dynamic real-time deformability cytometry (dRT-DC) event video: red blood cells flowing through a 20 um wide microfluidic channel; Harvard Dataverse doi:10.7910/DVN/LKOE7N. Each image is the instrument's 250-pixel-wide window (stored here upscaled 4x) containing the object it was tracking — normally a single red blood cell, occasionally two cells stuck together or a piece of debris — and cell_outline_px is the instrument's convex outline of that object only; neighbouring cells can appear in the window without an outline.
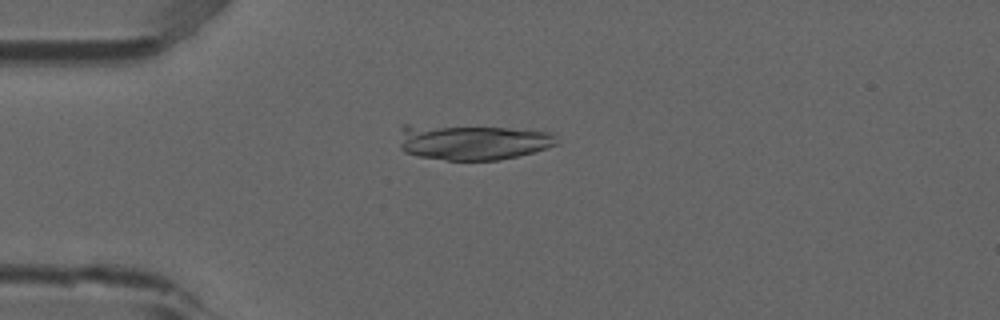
{"species": "common noctule bat (a hibernating species)", "species_latin": "Nyctalus noctula", "temperature_condition": "room temperature", "stored_images_in_passage": 4, "camera_frame_rate_fps": 3000, "um_per_image_px": 0.085, "animal": {"sex": "male", "forearm_length_mm": 52.5}, "frame": {"image": 1, "passage_image": 1, "time_ms": 0.0, "image_size_px": [1000, 320], "cell_outline_px": [[556, 144], [532, 152], [500, 160], [444, 160], [416, 156], [404, 152], [400, 148], [400, 128], [404, 124], [408, 124], [508, 128], [548, 132], [556, 136]], "centroid_in_image_um": [40.04, 12.07], "position_along_channel_um": 45.0, "area_um2": 32.54}}
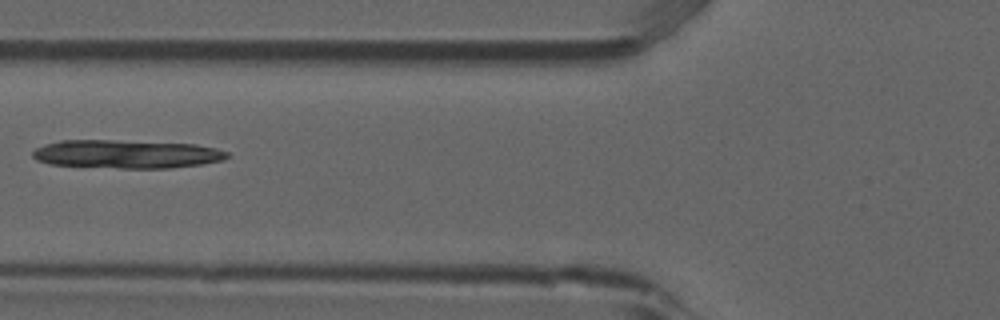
{"frame": {"image": 2, "passage_image": 3, "time_ms": 0.667, "image_size_px": [1000, 320], "cell_outline_px": [[232, 156], [224, 160], [200, 164], [172, 168], [120, 168], [52, 164], [36, 160], [32, 156], [32, 152], [36, 148], [44, 144], [60, 140], [116, 140], [196, 144], [216, 148], [228, 152]], "centroid_in_image_um": [10.79, 13.09], "position_along_channel_um": 115.0, "area_um2": 32.31}}
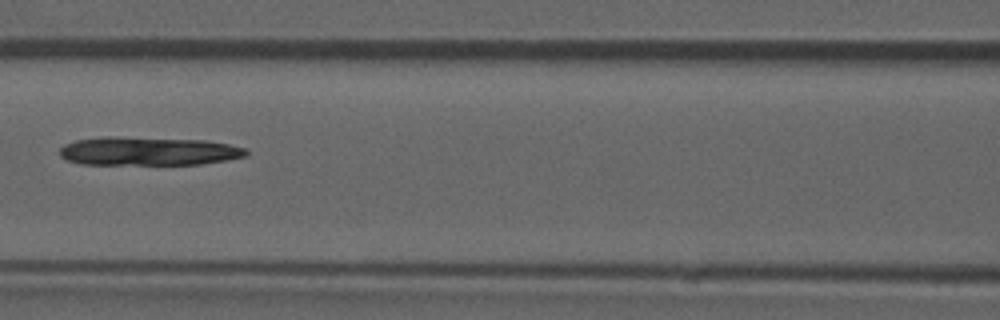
{"frame": {"image": 3, "passage_image": 4, "time_ms": 1.0, "image_size_px": [1000, 320], "cell_outline_px": [[248, 152], [244, 156], [224, 160], [200, 164], [80, 164], [68, 160], [60, 156], [60, 148], [64, 144], [76, 140], [108, 136], [112, 136], [204, 140], [228, 144], [244, 148]], "centroid_in_image_um": [12.55, 12.84], "position_along_channel_um": 154.0, "area_um2": 30.81}}